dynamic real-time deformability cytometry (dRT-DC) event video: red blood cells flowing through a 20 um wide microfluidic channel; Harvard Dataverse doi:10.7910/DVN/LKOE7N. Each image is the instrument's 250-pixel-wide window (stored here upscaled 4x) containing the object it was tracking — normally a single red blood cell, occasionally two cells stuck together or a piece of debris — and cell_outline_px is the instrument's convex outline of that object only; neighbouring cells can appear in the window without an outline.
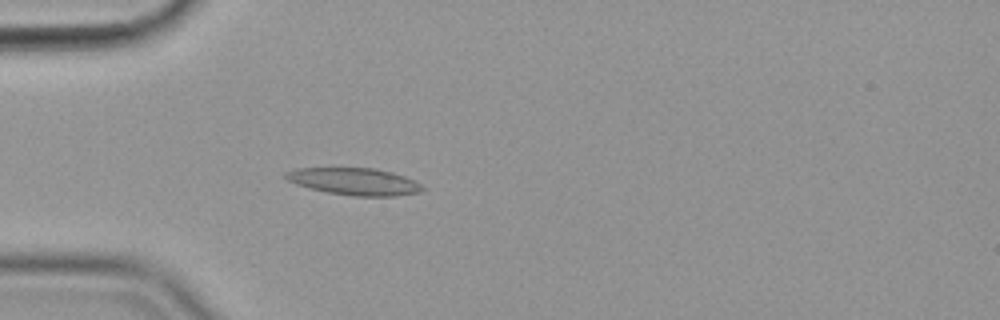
{"species": "common noctule bat (a hibernating species)", "species_latin": "Nyctalus noctula", "temperature_condition": "cold", "stored_images_in_passage": 57, "camera_frame_rate_fps": 3000, "um_per_image_px": 0.085, "animal": {"sex": "female", "body_mass_g": 19.9}, "frame": {"image": 1, "passage_image": 17, "time_ms": 5.333, "image_size_px": [1000, 320], "cell_outline_px": [[424, 188], [420, 192], [396, 196], [352, 196], [328, 192], [308, 188], [296, 184], [288, 180], [284, 176], [284, 172], [296, 168], [376, 168], [392, 172], [404, 176], [420, 184]], "centroid_in_image_um": [30.09, 15.42], "position_along_channel_um": 54.9, "area_um2": 21.56}}
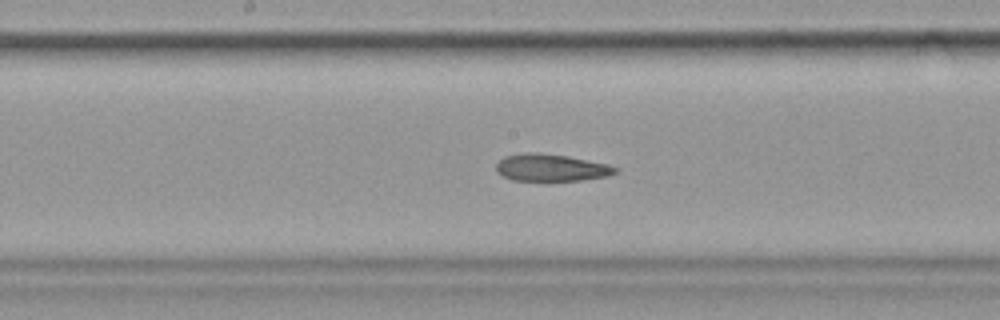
{"frame": {"image": 2, "passage_image": 30, "time_ms": 9.667, "image_size_px": [1000, 320], "cell_outline_px": [[616, 172], [608, 176], [580, 180], [512, 180], [496, 172], [496, 164], [504, 156], [524, 152], [536, 152], [568, 156], [608, 164], [616, 168]], "centroid_in_image_um": [46.81, 14.24], "position_along_channel_um": 201.4, "area_um2": 18.73}}
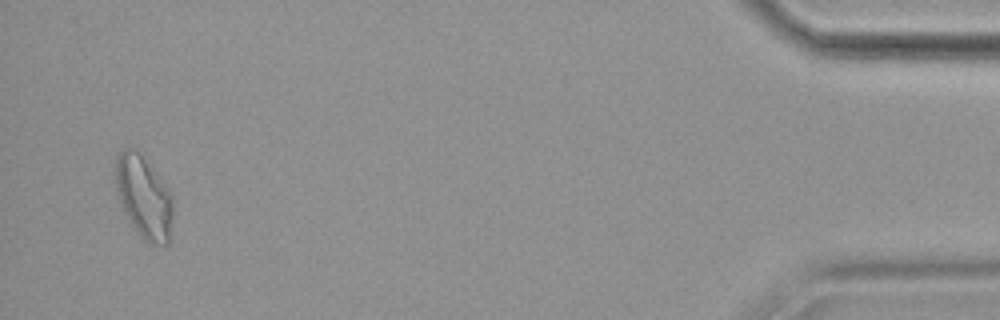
{"frame": {"image": 3, "passage_image": 55, "time_ms": 18.0, "image_size_px": [1000, 320], "cell_outline_px": [[172, 216], [168, 244], [148, 244], [140, 236], [128, 220], [120, 204], [112, 172], [116, 156], [124, 148], [136, 148], [140, 152], [152, 168], [172, 196]], "centroid_in_image_um": [12.16, 16.72], "position_along_channel_um": 423.0, "area_um2": 27.8}, "authors_computed_cell_mechanics": {"area_um2": 20.3456, "velocity_mm_per_s": 3.5749, "shape_relaxation_time_tau1_ms": null, "shape_relaxation_time_tau2_ms": 3.9225, "deformation_change_tau1": null, "deformation_change_tau2": 0.1217}}